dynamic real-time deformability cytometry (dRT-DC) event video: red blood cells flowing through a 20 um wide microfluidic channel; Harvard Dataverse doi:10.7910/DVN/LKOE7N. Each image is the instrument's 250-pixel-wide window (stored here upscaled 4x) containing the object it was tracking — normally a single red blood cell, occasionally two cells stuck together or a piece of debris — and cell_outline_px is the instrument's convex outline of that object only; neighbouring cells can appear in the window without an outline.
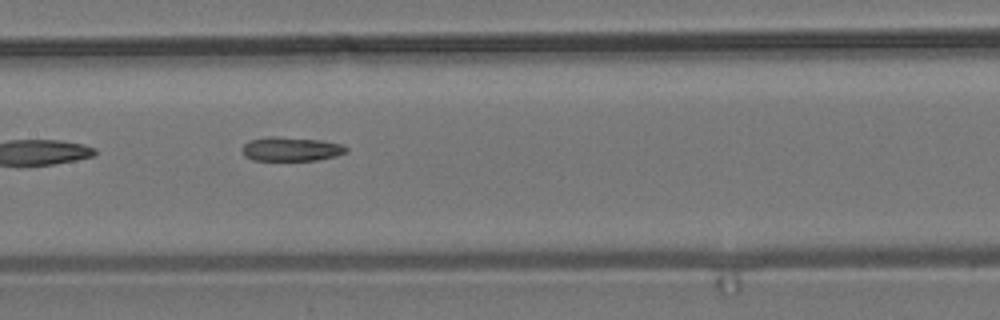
{"species": "common noctule bat (a hibernating species)", "species_latin": "Nyctalus noctula", "temperature_condition": "room temperature", "stored_images_in_passage": 8, "camera_frame_rate_fps": 3000, "um_per_image_px": 0.085, "animal": {"sex": "male", "body_mass_g": 19.2, "forearm_length_mm": 51.8}, "frame": {"image": 1, "passage_image": 6, "time_ms": 6.667, "image_size_px": [1000, 320], "cell_outline_px": [[348, 148], [344, 152], [332, 156], [316, 160], [252, 160], [244, 156], [244, 144], [252, 140], [268, 136], [276, 136], [316, 140], [344, 144]], "centroid_in_image_um": [24.72, 12.66], "position_along_channel_um": 182.7, "area_um2": 14.22}}
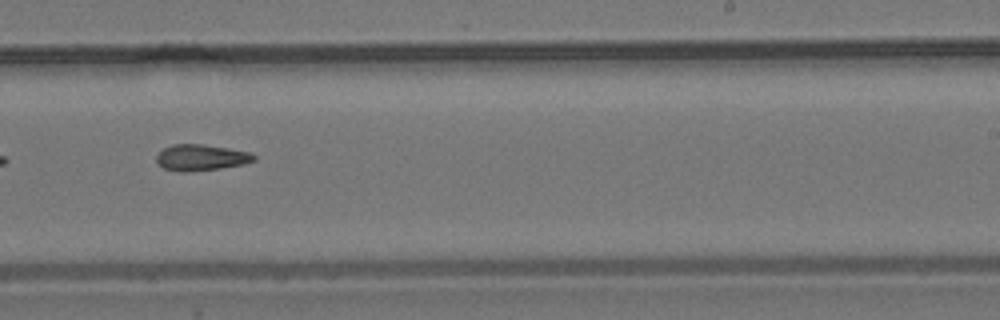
{"frame": {"image": 2, "passage_image": 8, "time_ms": 9.0, "image_size_px": [1000, 320], "cell_outline_px": [[256, 160], [244, 164], [220, 168], [192, 172], [180, 172], [164, 168], [156, 164], [156, 156], [164, 148], [172, 144], [204, 144], [252, 152], [256, 156]], "centroid_in_image_um": [17.1, 13.39], "position_along_channel_um": 271.9, "area_um2": 15.09}}